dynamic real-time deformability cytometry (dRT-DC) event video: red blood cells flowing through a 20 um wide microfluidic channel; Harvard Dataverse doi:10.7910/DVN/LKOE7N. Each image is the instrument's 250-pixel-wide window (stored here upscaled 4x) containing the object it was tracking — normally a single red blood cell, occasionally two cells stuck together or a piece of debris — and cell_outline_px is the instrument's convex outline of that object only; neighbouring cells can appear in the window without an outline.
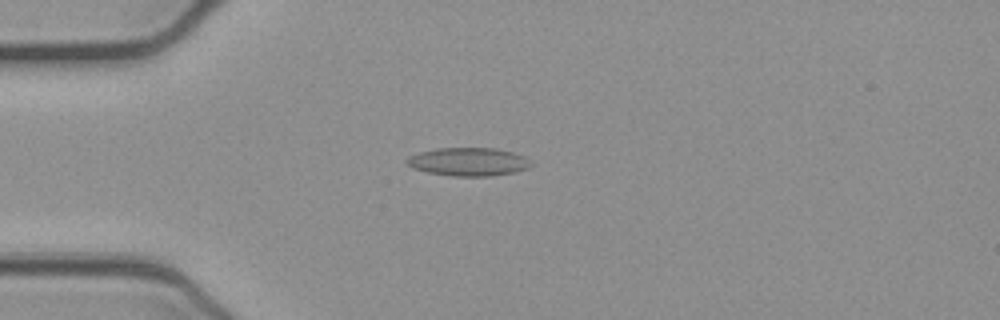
{"species": "common noctule bat (a hibernating species)", "species_latin": "Nyctalus noctula", "temperature_condition": "cold", "stored_images_in_passage": 53, "camera_frame_rate_fps": 3000, "um_per_image_px": 0.085, "animal": {"sex": "female", "body_mass_g": 21.9}, "frame": {"image": 1, "passage_image": 14, "time_ms": 4.333, "image_size_px": [1000, 320], "cell_outline_px": [[532, 164], [528, 168], [516, 172], [492, 176], [452, 176], [428, 172], [412, 168], [404, 160], [408, 156], [420, 152], [436, 148], [496, 148], [512, 152], [524, 156]], "centroid_in_image_um": [39.8, 13.75], "position_along_channel_um": 45.2, "area_um2": 20.52}}
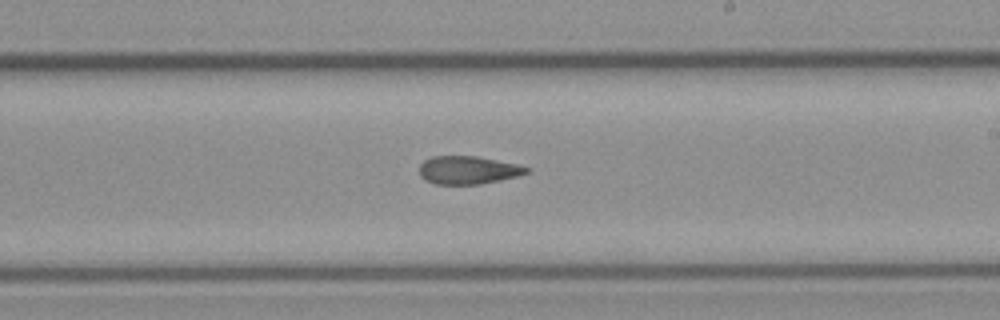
{"frame": {"image": 2, "passage_image": 31, "time_ms": 10.0, "image_size_px": [1000, 320], "cell_outline_px": [[532, 168], [528, 172], [516, 176], [500, 180], [480, 184], [436, 184], [424, 180], [420, 176], [420, 164], [424, 160], [432, 156], [476, 156], [520, 164]], "centroid_in_image_um": [39.79, 14.45], "position_along_channel_um": 249.2, "area_um2": 17.63}}
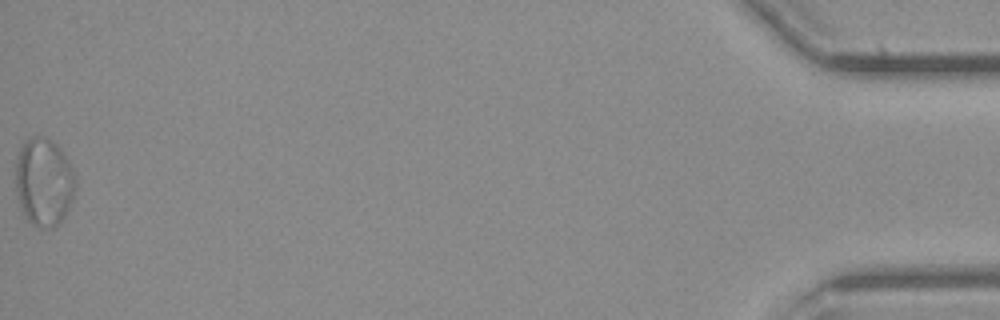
{"frame": {"image": 3, "passage_image": 53, "time_ms": 17.333, "image_size_px": [1000, 320], "cell_outline_px": [[76, 188], [72, 200], [64, 216], [52, 228], [36, 228], [28, 220], [20, 208], [16, 192], [16, 160], [20, 148], [24, 140], [36, 136], [44, 136], [52, 140], [60, 148], [76, 172]], "centroid_in_image_um": [3.74, 15.45], "position_along_channel_um": 431.5, "area_um2": 31.1}, "authors_computed_cell_mechanics": {"area_um2": 20.1144, "velocity_mm_per_s": 3.905, "shape_relaxation_time_tau1_ms": null, "shape_relaxation_time_tau2_ms": 2.8677, "deformation_change_tau1": null, "deformation_change_tau2": 0.1001}}